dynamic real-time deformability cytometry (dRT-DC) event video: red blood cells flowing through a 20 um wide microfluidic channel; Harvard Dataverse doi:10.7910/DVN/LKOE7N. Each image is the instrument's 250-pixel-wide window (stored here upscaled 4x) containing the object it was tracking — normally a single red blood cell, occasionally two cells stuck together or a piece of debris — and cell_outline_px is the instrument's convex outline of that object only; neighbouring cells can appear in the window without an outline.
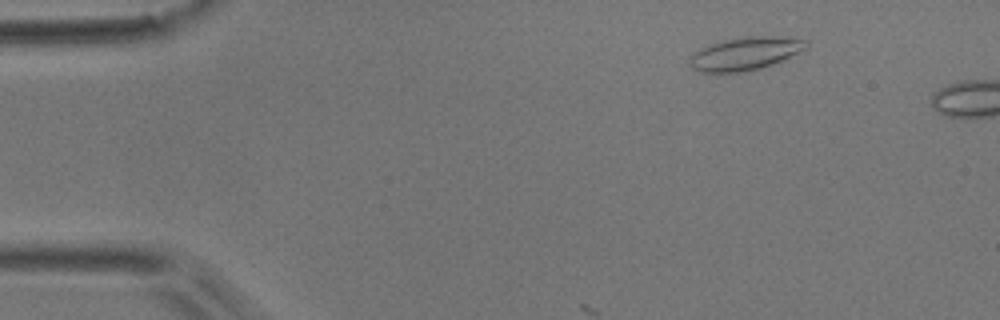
{"species": "common noctule bat (a hibernating species)", "species_latin": "Nyctalus noctula", "temperature_condition": "room temperature", "stored_images_in_passage": 15, "camera_frame_rate_fps": 3000, "um_per_image_px": 0.085, "animal": {"sex": "male", "body_mass_g": 17.9}, "frame": {"image": 1, "passage_image": 6, "time_ms": 1.667, "image_size_px": [1000, 320], "cell_outline_px": [[808, 48], [772, 64], [760, 68], [744, 72], [700, 72], [692, 68], [688, 64], [688, 60], [700, 48], [724, 40], [744, 36], [788, 36], [808, 40]], "centroid_in_image_um": [63.37, 4.54], "position_along_channel_um": 21.6, "area_um2": 22.48}}